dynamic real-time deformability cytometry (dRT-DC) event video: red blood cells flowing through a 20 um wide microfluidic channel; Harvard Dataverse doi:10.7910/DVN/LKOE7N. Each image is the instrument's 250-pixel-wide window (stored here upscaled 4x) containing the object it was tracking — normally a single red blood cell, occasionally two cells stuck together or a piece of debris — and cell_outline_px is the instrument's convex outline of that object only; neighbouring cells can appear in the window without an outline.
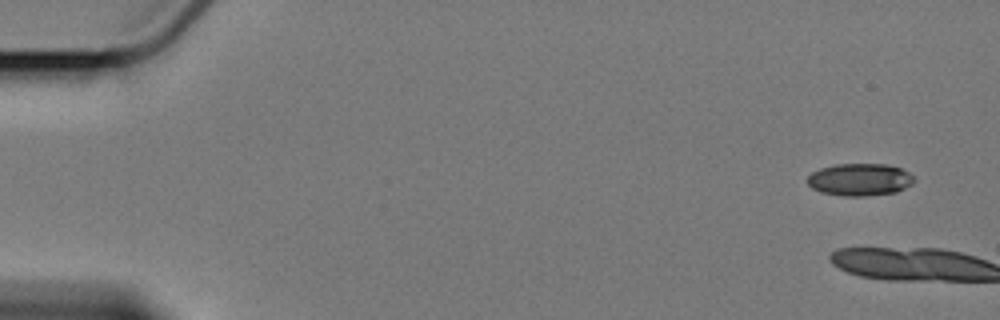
{"species": "Egyptian fruit bat (a non-hibernating species)", "species_latin": "Rousettus aegyptiacus", "temperature_condition": "cold", "stored_images_in_passage": 9, "segment_of_instrument_passage": [1, 2], "camera_frame_rate_fps": 3000, "um_per_image_px": 0.085, "animal": {"sex": "female"}, "frame": {"image": 1, "passage_image": 1, "time_ms": 0.0, "image_size_px": [1000, 320], "cell_outline_px": [[916, 180], [912, 184], [896, 192], [864, 196], [844, 196], [820, 192], [812, 188], [808, 184], [808, 176], [812, 172], [820, 168], [836, 164], [884, 164], [900, 168], [908, 172]], "centroid_in_image_um": [73.07, 15.27], "position_along_channel_um": 11.9, "area_um2": 20.06}}
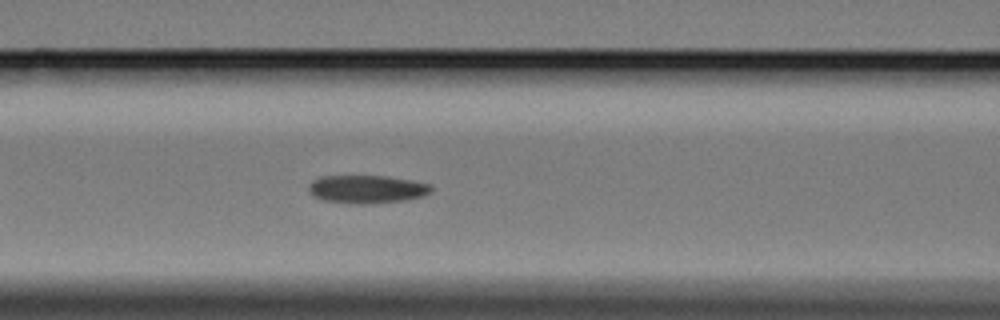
{"frame": {"image": 2, "passage_image": 8, "time_ms": 9.0, "image_size_px": [1000, 320], "cell_outline_px": [[432, 192], [424, 196], [404, 200], [364, 204], [348, 204], [320, 200], [312, 196], [308, 192], [308, 184], [312, 180], [320, 176], [388, 176], [432, 184]], "centroid_in_image_um": [31.14, 16.09], "position_along_channel_um": 135.5, "area_um2": 20.46}}